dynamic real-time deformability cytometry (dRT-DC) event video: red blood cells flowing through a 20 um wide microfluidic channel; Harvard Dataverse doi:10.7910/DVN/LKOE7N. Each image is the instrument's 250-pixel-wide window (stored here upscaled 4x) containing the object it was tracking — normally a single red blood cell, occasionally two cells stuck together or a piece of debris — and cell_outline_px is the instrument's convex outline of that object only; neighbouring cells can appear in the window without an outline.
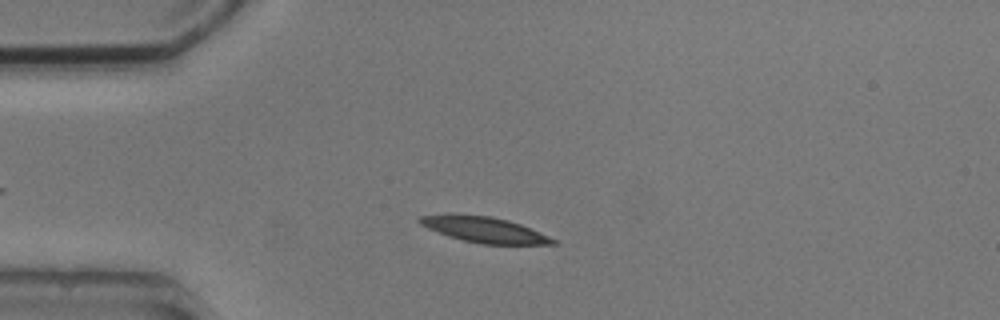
{"species": "common noctule bat (a hibernating species)", "species_latin": "Nyctalus noctula", "temperature_condition": "cold", "stored_images_in_passage": 6, "camera_frame_rate_fps": 3000, "um_per_image_px": 0.085, "animal": {"sex": "male", "body_mass_g": 20.5, "forearm_length_mm": 52.5}, "frame": {"image": 1, "passage_image": 2, "time_ms": 1.333, "image_size_px": [1000, 320], "cell_outline_px": [[556, 244], [480, 244], [448, 236], [428, 228], [420, 224], [416, 220], [420, 216], [492, 216], [508, 220], [520, 224], [548, 236], [556, 240]], "centroid_in_image_um": [41.21, 19.55], "position_along_channel_um": 43.8, "area_um2": 19.07}}